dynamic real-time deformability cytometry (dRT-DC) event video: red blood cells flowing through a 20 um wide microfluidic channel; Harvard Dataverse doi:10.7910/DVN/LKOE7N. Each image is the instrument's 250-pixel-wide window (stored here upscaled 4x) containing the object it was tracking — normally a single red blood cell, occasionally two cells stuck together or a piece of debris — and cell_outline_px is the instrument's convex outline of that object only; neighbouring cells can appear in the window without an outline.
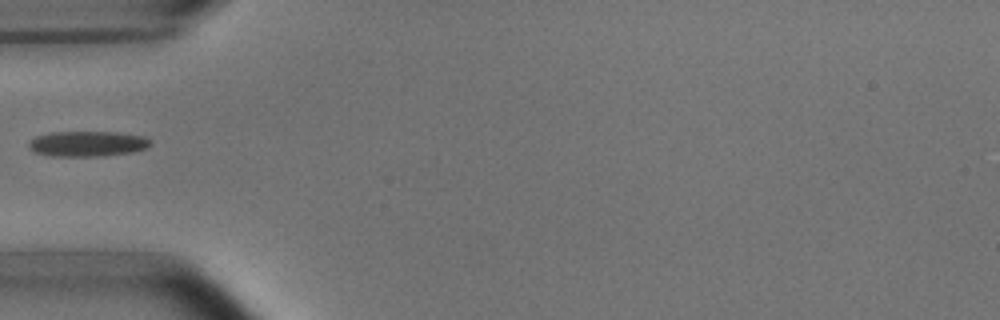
{"species": "common noctule bat (a hibernating species)", "species_latin": "Nyctalus noctula", "temperature_condition": "room temperature", "stored_images_in_passage": 5, "camera_frame_rate_fps": 3000, "um_per_image_px": 0.085, "animal": {"sex": "male", "body_mass_g": 15.6}, "frame": {"image": 1, "passage_image": 5, "time_ms": 4.667, "image_size_px": [1000, 320], "cell_outline_px": [[152, 144], [148, 148], [132, 152], [100, 156], [52, 156], [36, 152], [28, 144], [28, 140], [36, 136], [48, 132], [116, 132], [144, 136], [152, 140]], "centroid_in_image_um": [7.47, 12.21], "position_along_channel_um": 77.5, "area_um2": 18.09}}